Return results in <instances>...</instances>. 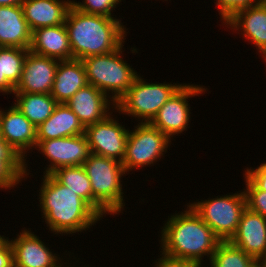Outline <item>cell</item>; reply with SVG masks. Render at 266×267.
Instances as JSON below:
<instances>
[{
  "mask_svg": "<svg viewBox=\"0 0 266 267\" xmlns=\"http://www.w3.org/2000/svg\"><path fill=\"white\" fill-rule=\"evenodd\" d=\"M148 83L138 75L127 92L115 103V110L150 123L160 108L182 86L179 83Z\"/></svg>",
  "mask_w": 266,
  "mask_h": 267,
  "instance_id": "cell-6",
  "label": "cell"
},
{
  "mask_svg": "<svg viewBox=\"0 0 266 267\" xmlns=\"http://www.w3.org/2000/svg\"><path fill=\"white\" fill-rule=\"evenodd\" d=\"M38 152L50 162L43 174H52L61 167L83 165L91 154L85 134L36 141Z\"/></svg>",
  "mask_w": 266,
  "mask_h": 267,
  "instance_id": "cell-10",
  "label": "cell"
},
{
  "mask_svg": "<svg viewBox=\"0 0 266 267\" xmlns=\"http://www.w3.org/2000/svg\"><path fill=\"white\" fill-rule=\"evenodd\" d=\"M9 241L13 249L14 267H64L65 264H72L62 262L63 258L53 253L29 228L21 230L16 238Z\"/></svg>",
  "mask_w": 266,
  "mask_h": 267,
  "instance_id": "cell-13",
  "label": "cell"
},
{
  "mask_svg": "<svg viewBox=\"0 0 266 267\" xmlns=\"http://www.w3.org/2000/svg\"><path fill=\"white\" fill-rule=\"evenodd\" d=\"M163 225L160 228V252L173 258L187 259L202 265L204 256L209 257L210 261L221 242L189 204L184 212L168 216Z\"/></svg>",
  "mask_w": 266,
  "mask_h": 267,
  "instance_id": "cell-2",
  "label": "cell"
},
{
  "mask_svg": "<svg viewBox=\"0 0 266 267\" xmlns=\"http://www.w3.org/2000/svg\"><path fill=\"white\" fill-rule=\"evenodd\" d=\"M65 104L74 112L84 127L100 122L109 114L116 112V104L106 94L90 84L78 90Z\"/></svg>",
  "mask_w": 266,
  "mask_h": 267,
  "instance_id": "cell-15",
  "label": "cell"
},
{
  "mask_svg": "<svg viewBox=\"0 0 266 267\" xmlns=\"http://www.w3.org/2000/svg\"><path fill=\"white\" fill-rule=\"evenodd\" d=\"M52 175L92 208L91 182L82 165L61 167L55 170Z\"/></svg>",
  "mask_w": 266,
  "mask_h": 267,
  "instance_id": "cell-25",
  "label": "cell"
},
{
  "mask_svg": "<svg viewBox=\"0 0 266 267\" xmlns=\"http://www.w3.org/2000/svg\"><path fill=\"white\" fill-rule=\"evenodd\" d=\"M29 49L1 47L2 75L14 86L19 83Z\"/></svg>",
  "mask_w": 266,
  "mask_h": 267,
  "instance_id": "cell-27",
  "label": "cell"
},
{
  "mask_svg": "<svg viewBox=\"0 0 266 267\" xmlns=\"http://www.w3.org/2000/svg\"><path fill=\"white\" fill-rule=\"evenodd\" d=\"M89 265H87L86 267H88ZM64 267H74L73 265L71 266V265H65ZM75 267H78V266H75ZM83 267H85V266H83Z\"/></svg>",
  "mask_w": 266,
  "mask_h": 267,
  "instance_id": "cell-38",
  "label": "cell"
},
{
  "mask_svg": "<svg viewBox=\"0 0 266 267\" xmlns=\"http://www.w3.org/2000/svg\"><path fill=\"white\" fill-rule=\"evenodd\" d=\"M39 189L41 216L49 231L61 236L86 232L102 218L52 174H43Z\"/></svg>",
  "mask_w": 266,
  "mask_h": 267,
  "instance_id": "cell-1",
  "label": "cell"
},
{
  "mask_svg": "<svg viewBox=\"0 0 266 267\" xmlns=\"http://www.w3.org/2000/svg\"><path fill=\"white\" fill-rule=\"evenodd\" d=\"M71 0H24L21 7L31 31L65 23Z\"/></svg>",
  "mask_w": 266,
  "mask_h": 267,
  "instance_id": "cell-18",
  "label": "cell"
},
{
  "mask_svg": "<svg viewBox=\"0 0 266 267\" xmlns=\"http://www.w3.org/2000/svg\"><path fill=\"white\" fill-rule=\"evenodd\" d=\"M224 25L237 34L240 31L244 39L257 47L260 56L266 55V0L237 12Z\"/></svg>",
  "mask_w": 266,
  "mask_h": 267,
  "instance_id": "cell-17",
  "label": "cell"
},
{
  "mask_svg": "<svg viewBox=\"0 0 266 267\" xmlns=\"http://www.w3.org/2000/svg\"><path fill=\"white\" fill-rule=\"evenodd\" d=\"M0 131L1 138L25 161L26 179L30 173L26 153L36 148L37 128L13 104L0 109Z\"/></svg>",
  "mask_w": 266,
  "mask_h": 267,
  "instance_id": "cell-12",
  "label": "cell"
},
{
  "mask_svg": "<svg viewBox=\"0 0 266 267\" xmlns=\"http://www.w3.org/2000/svg\"><path fill=\"white\" fill-rule=\"evenodd\" d=\"M23 180L25 161L0 138V189L11 190Z\"/></svg>",
  "mask_w": 266,
  "mask_h": 267,
  "instance_id": "cell-24",
  "label": "cell"
},
{
  "mask_svg": "<svg viewBox=\"0 0 266 267\" xmlns=\"http://www.w3.org/2000/svg\"><path fill=\"white\" fill-rule=\"evenodd\" d=\"M230 242L257 261L266 258V218L246 208Z\"/></svg>",
  "mask_w": 266,
  "mask_h": 267,
  "instance_id": "cell-16",
  "label": "cell"
},
{
  "mask_svg": "<svg viewBox=\"0 0 266 267\" xmlns=\"http://www.w3.org/2000/svg\"><path fill=\"white\" fill-rule=\"evenodd\" d=\"M188 204L221 241H230L235 235L241 215L247 208L244 191Z\"/></svg>",
  "mask_w": 266,
  "mask_h": 267,
  "instance_id": "cell-7",
  "label": "cell"
},
{
  "mask_svg": "<svg viewBox=\"0 0 266 267\" xmlns=\"http://www.w3.org/2000/svg\"><path fill=\"white\" fill-rule=\"evenodd\" d=\"M260 267H266V258H262L258 261Z\"/></svg>",
  "mask_w": 266,
  "mask_h": 267,
  "instance_id": "cell-36",
  "label": "cell"
},
{
  "mask_svg": "<svg viewBox=\"0 0 266 267\" xmlns=\"http://www.w3.org/2000/svg\"><path fill=\"white\" fill-rule=\"evenodd\" d=\"M208 88L202 85L183 84L160 108L150 124L162 133H164L171 141L174 135H181L187 131L190 122V105L188 100L207 92ZM189 98V99H188Z\"/></svg>",
  "mask_w": 266,
  "mask_h": 267,
  "instance_id": "cell-9",
  "label": "cell"
},
{
  "mask_svg": "<svg viewBox=\"0 0 266 267\" xmlns=\"http://www.w3.org/2000/svg\"><path fill=\"white\" fill-rule=\"evenodd\" d=\"M160 258H158L153 264L154 267H199L200 265L194 261L187 259H179L167 256L161 252Z\"/></svg>",
  "mask_w": 266,
  "mask_h": 267,
  "instance_id": "cell-31",
  "label": "cell"
},
{
  "mask_svg": "<svg viewBox=\"0 0 266 267\" xmlns=\"http://www.w3.org/2000/svg\"><path fill=\"white\" fill-rule=\"evenodd\" d=\"M222 25L237 12L261 3L263 0H215Z\"/></svg>",
  "mask_w": 266,
  "mask_h": 267,
  "instance_id": "cell-30",
  "label": "cell"
},
{
  "mask_svg": "<svg viewBox=\"0 0 266 267\" xmlns=\"http://www.w3.org/2000/svg\"><path fill=\"white\" fill-rule=\"evenodd\" d=\"M32 31L21 6H0V47L29 49Z\"/></svg>",
  "mask_w": 266,
  "mask_h": 267,
  "instance_id": "cell-20",
  "label": "cell"
},
{
  "mask_svg": "<svg viewBox=\"0 0 266 267\" xmlns=\"http://www.w3.org/2000/svg\"><path fill=\"white\" fill-rule=\"evenodd\" d=\"M0 267H14L13 249L9 238L0 245Z\"/></svg>",
  "mask_w": 266,
  "mask_h": 267,
  "instance_id": "cell-33",
  "label": "cell"
},
{
  "mask_svg": "<svg viewBox=\"0 0 266 267\" xmlns=\"http://www.w3.org/2000/svg\"><path fill=\"white\" fill-rule=\"evenodd\" d=\"M29 50L35 54L58 60L72 59L65 23L57 26L40 27L32 31Z\"/></svg>",
  "mask_w": 266,
  "mask_h": 267,
  "instance_id": "cell-19",
  "label": "cell"
},
{
  "mask_svg": "<svg viewBox=\"0 0 266 267\" xmlns=\"http://www.w3.org/2000/svg\"><path fill=\"white\" fill-rule=\"evenodd\" d=\"M83 62L79 59L60 60L58 63L51 96L58 103L67 102L78 90L87 86Z\"/></svg>",
  "mask_w": 266,
  "mask_h": 267,
  "instance_id": "cell-21",
  "label": "cell"
},
{
  "mask_svg": "<svg viewBox=\"0 0 266 267\" xmlns=\"http://www.w3.org/2000/svg\"><path fill=\"white\" fill-rule=\"evenodd\" d=\"M258 261L230 241H221L210 259V267H255Z\"/></svg>",
  "mask_w": 266,
  "mask_h": 267,
  "instance_id": "cell-26",
  "label": "cell"
},
{
  "mask_svg": "<svg viewBox=\"0 0 266 267\" xmlns=\"http://www.w3.org/2000/svg\"><path fill=\"white\" fill-rule=\"evenodd\" d=\"M15 87L2 75V67H1V47H0V93L13 94Z\"/></svg>",
  "mask_w": 266,
  "mask_h": 267,
  "instance_id": "cell-34",
  "label": "cell"
},
{
  "mask_svg": "<svg viewBox=\"0 0 266 267\" xmlns=\"http://www.w3.org/2000/svg\"><path fill=\"white\" fill-rule=\"evenodd\" d=\"M123 44L113 52L90 56L83 60L88 83L116 103L139 75L123 60Z\"/></svg>",
  "mask_w": 266,
  "mask_h": 267,
  "instance_id": "cell-5",
  "label": "cell"
},
{
  "mask_svg": "<svg viewBox=\"0 0 266 267\" xmlns=\"http://www.w3.org/2000/svg\"><path fill=\"white\" fill-rule=\"evenodd\" d=\"M24 0H0V6H21Z\"/></svg>",
  "mask_w": 266,
  "mask_h": 267,
  "instance_id": "cell-35",
  "label": "cell"
},
{
  "mask_svg": "<svg viewBox=\"0 0 266 267\" xmlns=\"http://www.w3.org/2000/svg\"><path fill=\"white\" fill-rule=\"evenodd\" d=\"M244 174L260 189L266 191V162L257 168L247 167Z\"/></svg>",
  "mask_w": 266,
  "mask_h": 267,
  "instance_id": "cell-32",
  "label": "cell"
},
{
  "mask_svg": "<svg viewBox=\"0 0 266 267\" xmlns=\"http://www.w3.org/2000/svg\"><path fill=\"white\" fill-rule=\"evenodd\" d=\"M122 0H83L81 2H75L72 0V6L77 10L86 13V14H94V15H102L109 18L113 17L112 11L120 4Z\"/></svg>",
  "mask_w": 266,
  "mask_h": 267,
  "instance_id": "cell-28",
  "label": "cell"
},
{
  "mask_svg": "<svg viewBox=\"0 0 266 267\" xmlns=\"http://www.w3.org/2000/svg\"><path fill=\"white\" fill-rule=\"evenodd\" d=\"M91 182L92 209L101 217L119 215L124 209L122 176L128 174L115 159L90 154L82 165Z\"/></svg>",
  "mask_w": 266,
  "mask_h": 267,
  "instance_id": "cell-4",
  "label": "cell"
},
{
  "mask_svg": "<svg viewBox=\"0 0 266 267\" xmlns=\"http://www.w3.org/2000/svg\"><path fill=\"white\" fill-rule=\"evenodd\" d=\"M113 118L112 113L104 120L85 127V136L92 154L118 160L122 163L129 128Z\"/></svg>",
  "mask_w": 266,
  "mask_h": 267,
  "instance_id": "cell-11",
  "label": "cell"
},
{
  "mask_svg": "<svg viewBox=\"0 0 266 267\" xmlns=\"http://www.w3.org/2000/svg\"><path fill=\"white\" fill-rule=\"evenodd\" d=\"M171 140L150 123H139L129 131L123 157V167L129 174L132 170H140L156 164L167 152ZM140 168V169H138Z\"/></svg>",
  "mask_w": 266,
  "mask_h": 267,
  "instance_id": "cell-8",
  "label": "cell"
},
{
  "mask_svg": "<svg viewBox=\"0 0 266 267\" xmlns=\"http://www.w3.org/2000/svg\"><path fill=\"white\" fill-rule=\"evenodd\" d=\"M262 57V59L265 61V63H266V55H263V56H261Z\"/></svg>",
  "mask_w": 266,
  "mask_h": 267,
  "instance_id": "cell-39",
  "label": "cell"
},
{
  "mask_svg": "<svg viewBox=\"0 0 266 267\" xmlns=\"http://www.w3.org/2000/svg\"><path fill=\"white\" fill-rule=\"evenodd\" d=\"M65 27L72 51V59L83 60L118 49L127 36L121 19L86 14L70 7Z\"/></svg>",
  "mask_w": 266,
  "mask_h": 267,
  "instance_id": "cell-3",
  "label": "cell"
},
{
  "mask_svg": "<svg viewBox=\"0 0 266 267\" xmlns=\"http://www.w3.org/2000/svg\"><path fill=\"white\" fill-rule=\"evenodd\" d=\"M8 237H4L3 235H0V245L7 239Z\"/></svg>",
  "mask_w": 266,
  "mask_h": 267,
  "instance_id": "cell-37",
  "label": "cell"
},
{
  "mask_svg": "<svg viewBox=\"0 0 266 267\" xmlns=\"http://www.w3.org/2000/svg\"><path fill=\"white\" fill-rule=\"evenodd\" d=\"M243 176L246 183V188L243 189L246 207L266 218V191L260 190L245 174Z\"/></svg>",
  "mask_w": 266,
  "mask_h": 267,
  "instance_id": "cell-29",
  "label": "cell"
},
{
  "mask_svg": "<svg viewBox=\"0 0 266 267\" xmlns=\"http://www.w3.org/2000/svg\"><path fill=\"white\" fill-rule=\"evenodd\" d=\"M84 133L85 127L74 112L65 103H58L51 116L37 127V141Z\"/></svg>",
  "mask_w": 266,
  "mask_h": 267,
  "instance_id": "cell-22",
  "label": "cell"
},
{
  "mask_svg": "<svg viewBox=\"0 0 266 267\" xmlns=\"http://www.w3.org/2000/svg\"><path fill=\"white\" fill-rule=\"evenodd\" d=\"M59 61L29 50L14 92L51 94Z\"/></svg>",
  "mask_w": 266,
  "mask_h": 267,
  "instance_id": "cell-14",
  "label": "cell"
},
{
  "mask_svg": "<svg viewBox=\"0 0 266 267\" xmlns=\"http://www.w3.org/2000/svg\"><path fill=\"white\" fill-rule=\"evenodd\" d=\"M14 105L37 128L53 113L58 102L51 94L14 92Z\"/></svg>",
  "mask_w": 266,
  "mask_h": 267,
  "instance_id": "cell-23",
  "label": "cell"
}]
</instances>
